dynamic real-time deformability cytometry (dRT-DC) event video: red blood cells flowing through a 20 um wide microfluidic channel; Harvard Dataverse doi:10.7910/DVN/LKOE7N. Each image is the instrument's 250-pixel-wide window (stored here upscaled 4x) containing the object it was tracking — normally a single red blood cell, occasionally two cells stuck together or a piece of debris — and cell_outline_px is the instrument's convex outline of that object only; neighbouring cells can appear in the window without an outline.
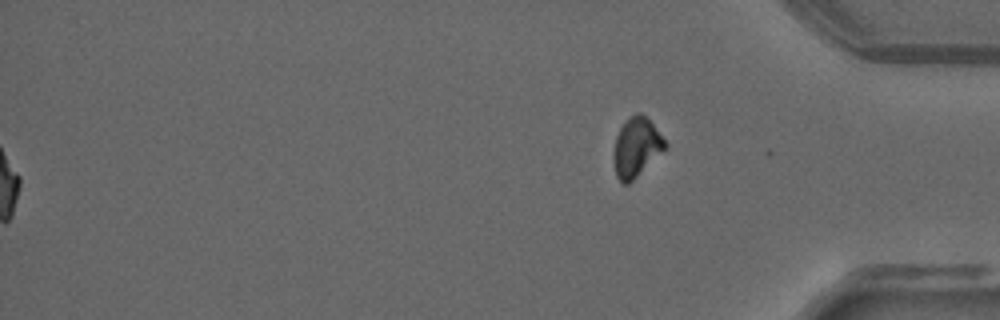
{"species": "common noctule bat (a hibernating species)", "species_latin": "Nyctalus noctula", "temperature_condition": "warm", "stored_images_in_passage": 38, "segment_of_instrument_passage": [2, 2], "camera_frame_rate_fps": 3000, "um_per_image_px": 0.085, "animal": {"sex": "male", "forearm_length_mm": 52.5}, "frame": {"image": 1, "passage_image": 38, "time_ms": 12.333, "image_size_px": [1000, 320], "cell_outline_px": [[668, 148], [628, 184], [624, 184], [616, 176], [612, 156], [612, 152], [616, 136], [624, 120], [628, 116], [636, 112], [640, 112], [652, 124], [668, 144]], "centroid_in_image_um": [54.07, 12.51], "position_along_channel_um": 381.1, "area_um2": 17.98}}